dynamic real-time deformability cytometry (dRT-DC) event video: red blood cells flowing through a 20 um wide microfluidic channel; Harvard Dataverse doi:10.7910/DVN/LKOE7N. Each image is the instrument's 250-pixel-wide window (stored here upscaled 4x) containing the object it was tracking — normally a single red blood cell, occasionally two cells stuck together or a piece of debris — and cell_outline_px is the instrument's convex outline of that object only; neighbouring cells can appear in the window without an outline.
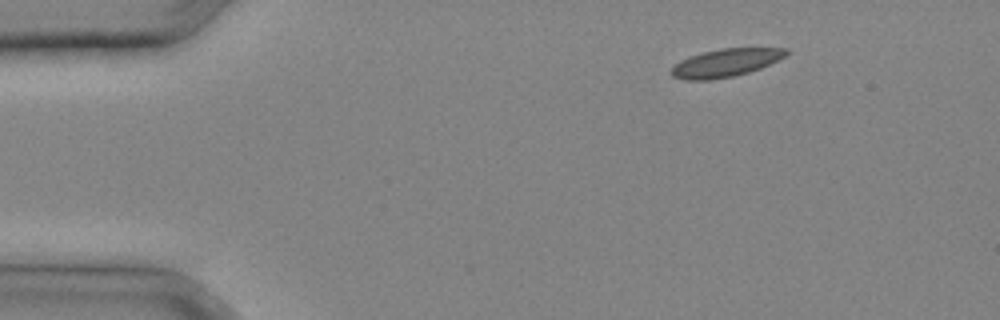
{"species": "common noctule bat (a hibernating species)", "species_latin": "Nyctalus noctula", "temperature_condition": "cold", "stored_images_in_passage": 7, "camera_frame_rate_fps": 3000, "um_per_image_px": 0.085, "animal": {"sex": "male", "body_mass_g": 20.4}, "frame": {"image": 1, "passage_image": 1, "time_ms": 0.0, "image_size_px": [1000, 320], "cell_outline_px": [[792, 52], [760, 68], [748, 72], [732, 76], [708, 80], [684, 80], [672, 76], [672, 68], [680, 60], [704, 52], [720, 48], [788, 48]], "centroid_in_image_um": [61.69, 5.33], "position_along_channel_um": 23.3, "area_um2": 18.44}}